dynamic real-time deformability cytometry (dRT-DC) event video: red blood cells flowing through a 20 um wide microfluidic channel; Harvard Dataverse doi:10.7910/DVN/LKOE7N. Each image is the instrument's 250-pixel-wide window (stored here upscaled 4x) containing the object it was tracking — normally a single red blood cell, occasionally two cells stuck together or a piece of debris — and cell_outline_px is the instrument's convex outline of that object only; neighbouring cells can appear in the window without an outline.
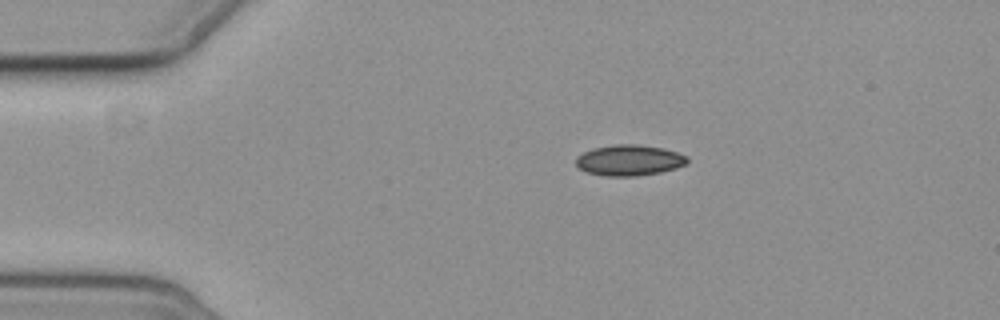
{"species": "common noctule bat (a hibernating species)", "species_latin": "Nyctalus noctula", "temperature_condition": "cold", "stored_images_in_passage": 4, "camera_frame_rate_fps": 3000, "um_per_image_px": 0.085, "animal": {"sex": "female", "body_mass_g": 19.3, "forearm_length_mm": 54.1}, "frame": {"image": 1, "passage_image": 1, "time_ms": 0.0, "image_size_px": [1000, 320], "cell_outline_px": [[688, 164], [676, 168], [660, 172], [636, 176], [604, 176], [584, 172], [576, 164], [576, 156], [584, 152], [596, 148], [616, 144], [636, 144], [664, 148], [688, 156]], "centroid_in_image_um": [53.5, 13.63], "position_along_channel_um": 31.5, "area_um2": 20.06}}
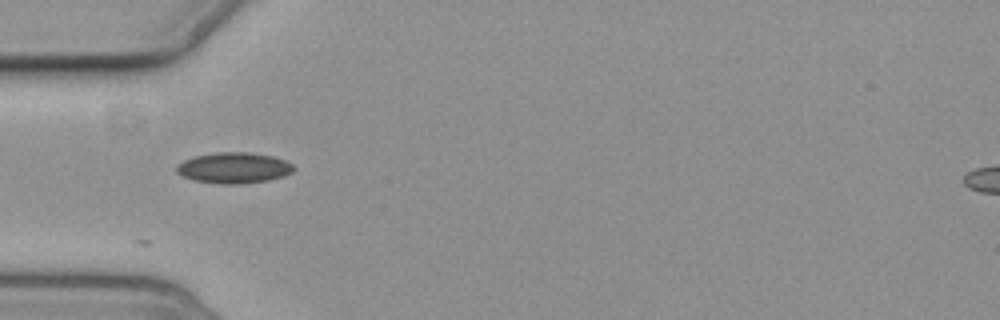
{"frame": {"image": 2, "passage_image": 3, "time_ms": 2.333, "image_size_px": [1000, 320], "cell_outline_px": [[296, 168], [292, 172], [284, 176], [268, 180], [236, 184], [220, 184], [192, 180], [176, 172], [176, 164], [192, 156], [216, 152], [248, 152], [272, 156], [284, 160], [292, 164]], "centroid_in_image_um": [19.85, 14.26], "position_along_channel_um": 65.2, "area_um2": 21.15}}
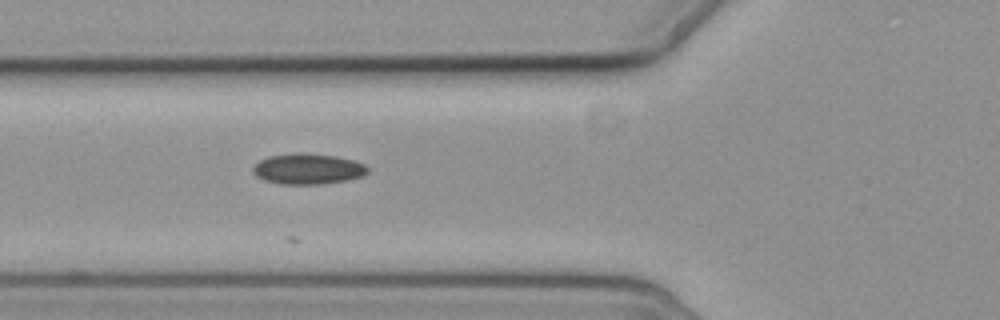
{"frame": {"image": 3, "passage_image": 4, "time_ms": 3.333, "image_size_px": [1000, 320], "cell_outline_px": [[368, 172], [364, 176], [324, 184], [280, 184], [264, 180], [256, 176], [252, 172], [252, 168], [260, 160], [268, 156], [296, 152], [336, 156], [356, 160], [364, 164], [368, 168]], "centroid_in_image_um": [26.17, 14.35], "position_along_channel_um": 99.6, "area_um2": 20.63}}